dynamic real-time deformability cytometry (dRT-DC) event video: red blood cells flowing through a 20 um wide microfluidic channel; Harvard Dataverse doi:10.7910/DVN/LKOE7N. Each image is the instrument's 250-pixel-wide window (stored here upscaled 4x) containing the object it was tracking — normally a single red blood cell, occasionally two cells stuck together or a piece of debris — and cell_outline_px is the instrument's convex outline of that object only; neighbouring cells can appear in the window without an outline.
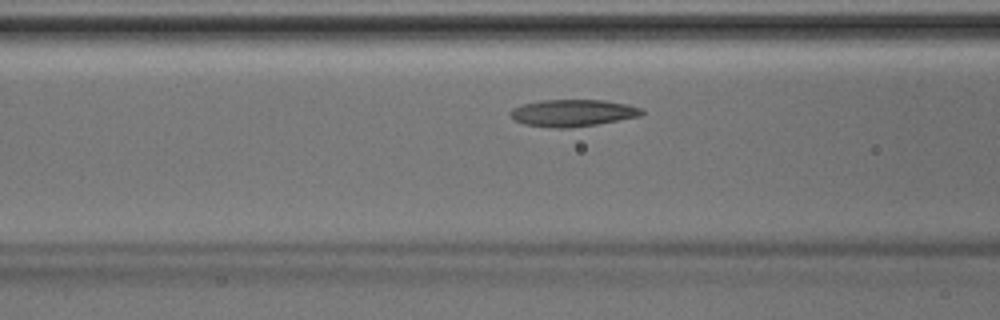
{"species": "Egyptian fruit bat (a non-hibernating species)", "species_latin": "Rousettus aegyptiacus", "temperature_condition": "room temperature", "stored_images_in_passage": 37, "camera_frame_rate_fps": 3000, "um_per_image_px": 0.085, "animal": {"sex": "male"}, "frame": {"image": 1, "passage_image": 10, "time_ms": 3.0, "image_size_px": [1000, 320], "cell_outline_px": [[644, 112], [640, 116], [596, 124], [568, 128], [552, 128], [524, 124], [516, 120], [508, 112], [512, 108], [524, 104], [544, 100], [604, 100], [628, 104], [644, 108]], "centroid_in_image_um": [48.71, 9.6], "position_along_channel_um": 117.9, "area_um2": 20.58}}
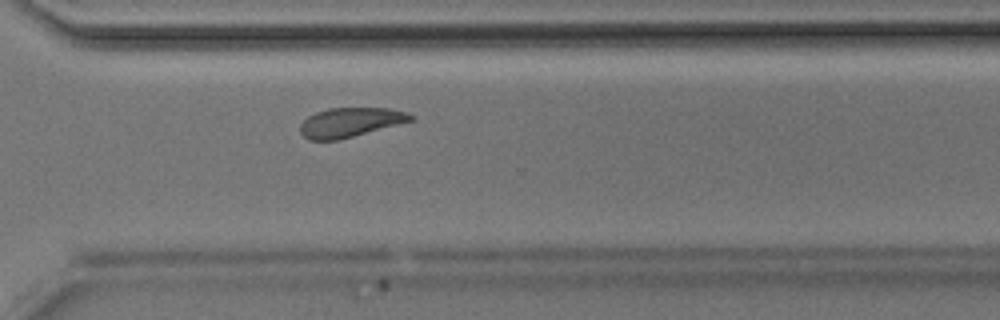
{"frame": {"image": 2, "passage_image": 25, "time_ms": 8.0, "image_size_px": [1000, 320], "cell_outline_px": [[416, 120], [336, 140], [308, 140], [300, 132], [300, 124], [308, 116], [316, 112], [328, 108], [388, 108], [408, 112], [416, 116]], "centroid_in_image_um": [29.81, 10.39], "position_along_channel_um": 340.8, "area_um2": 18.96}}
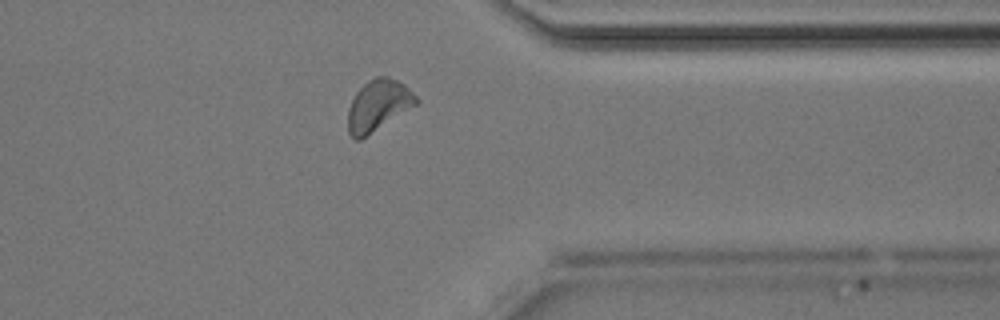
{"frame": {"image": 3, "passage_image": 28, "time_ms": 9.0, "image_size_px": [1000, 320], "cell_outline_px": [[420, 100], [416, 104], [360, 140], [356, 140], [348, 132], [348, 108], [356, 92], [368, 80], [376, 76], [388, 76], [404, 84]], "centroid_in_image_um": [32.13, 8.94], "position_along_channel_um": 379.3, "area_um2": 20.0}}